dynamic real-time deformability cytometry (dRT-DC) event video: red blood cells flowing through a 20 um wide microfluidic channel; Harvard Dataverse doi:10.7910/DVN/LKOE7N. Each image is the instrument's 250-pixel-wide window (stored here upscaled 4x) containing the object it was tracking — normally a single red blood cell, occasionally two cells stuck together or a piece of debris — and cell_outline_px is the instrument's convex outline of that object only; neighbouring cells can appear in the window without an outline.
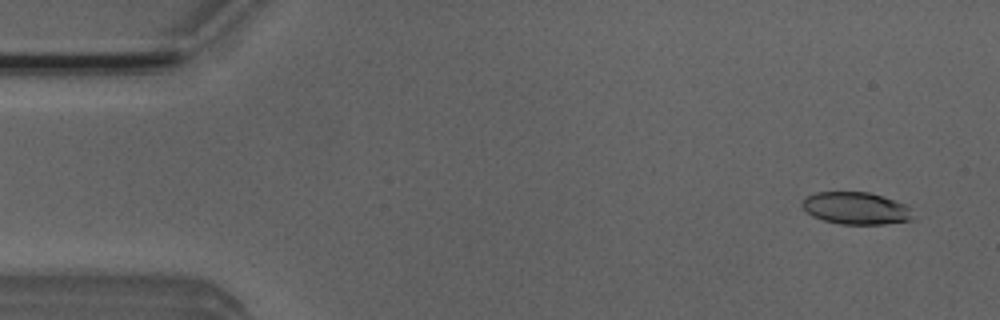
{"species": "Egyptian fruit bat (a non-hibernating species)", "species_latin": "Rousettus aegyptiacus", "temperature_condition": "room temperature", "stored_images_in_passage": 12, "camera_frame_rate_fps": 3000, "um_per_image_px": 0.085, "animal": {"sex": "male"}, "frame": {"image": 1, "passage_image": 3, "time_ms": 0.667, "image_size_px": [1000, 320], "cell_outline_px": [[912, 220], [884, 224], [840, 224], [824, 220], [812, 216], [800, 204], [808, 196], [816, 192], [868, 192], [884, 196], [904, 204], [908, 208], [912, 216]], "centroid_in_image_um": [72.74, 17.7], "position_along_channel_um": 12.3, "area_um2": 20.58}}